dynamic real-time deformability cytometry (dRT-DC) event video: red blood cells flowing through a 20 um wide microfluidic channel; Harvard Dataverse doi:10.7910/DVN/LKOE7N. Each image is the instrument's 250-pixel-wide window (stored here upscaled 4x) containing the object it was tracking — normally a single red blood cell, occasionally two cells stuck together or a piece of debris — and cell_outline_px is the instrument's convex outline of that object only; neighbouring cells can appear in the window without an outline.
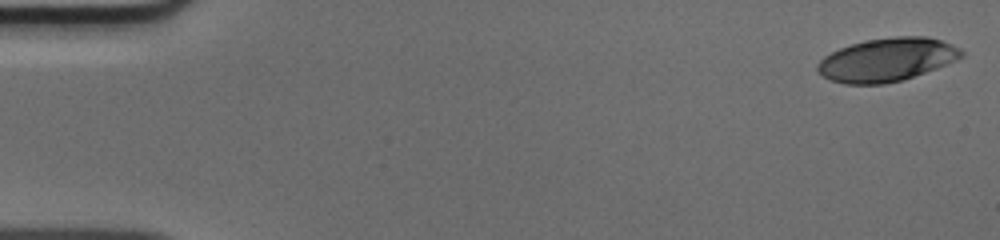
{"species": "human", "species_latin": "Homo sapiens", "temperature_condition": "cold", "stored_images_in_passage": 50, "camera_frame_rate_fps": 3000, "um_per_image_px": 0.085, "donor": {"sex": "male"}, "frame": {"image": 1, "passage_image": 1, "time_ms": 0.0, "image_size_px": [1000, 240], "cell_outline_px": [[964, 56], [956, 60], [936, 68], [900, 80], [884, 84], [844, 84], [832, 80], [824, 76], [816, 68], [816, 64], [824, 56], [840, 48], [864, 40], [896, 36], [928, 36], [944, 40], [960, 48], [964, 52]], "centroid_in_image_um": [75.41, 5.05], "position_along_channel_um": 9.6, "area_um2": 36.24}}
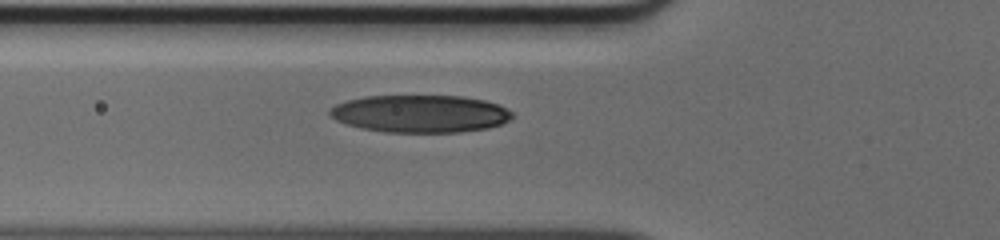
{"frame": {"image": 2, "passage_image": 18, "time_ms": 5.667, "image_size_px": [1000, 240], "cell_outline_px": [[512, 116], [508, 120], [500, 124], [488, 128], [460, 132], [384, 132], [364, 128], [348, 124], [336, 120], [328, 112], [336, 104], [348, 100], [364, 96], [460, 96], [484, 100], [500, 104], [512, 112]], "centroid_in_image_um": [35.74, 9.66], "position_along_channel_um": 90.1, "area_um2": 39.65}}
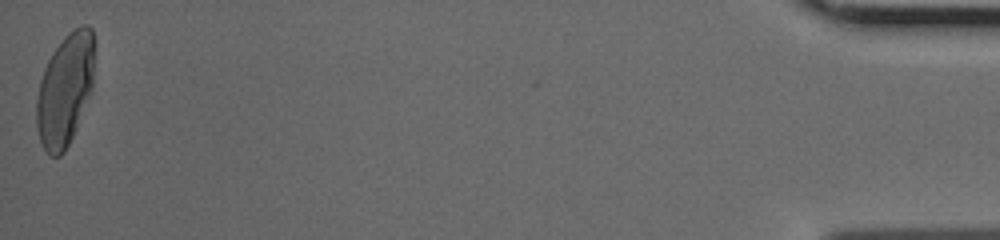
{"frame": {"image": 3, "passage_image": 50, "time_ms": 16.333, "image_size_px": [1000, 240], "cell_outline_px": [[92, 92], [76, 128], [64, 152], [60, 156], [48, 156], [40, 140], [36, 124], [36, 100], [40, 80], [44, 68], [48, 60], [64, 36], [68, 32], [80, 24], [88, 24], [92, 28]], "centroid_in_image_um": [5.51, 7.64], "position_along_channel_um": 429.7, "area_um2": 37.51}}